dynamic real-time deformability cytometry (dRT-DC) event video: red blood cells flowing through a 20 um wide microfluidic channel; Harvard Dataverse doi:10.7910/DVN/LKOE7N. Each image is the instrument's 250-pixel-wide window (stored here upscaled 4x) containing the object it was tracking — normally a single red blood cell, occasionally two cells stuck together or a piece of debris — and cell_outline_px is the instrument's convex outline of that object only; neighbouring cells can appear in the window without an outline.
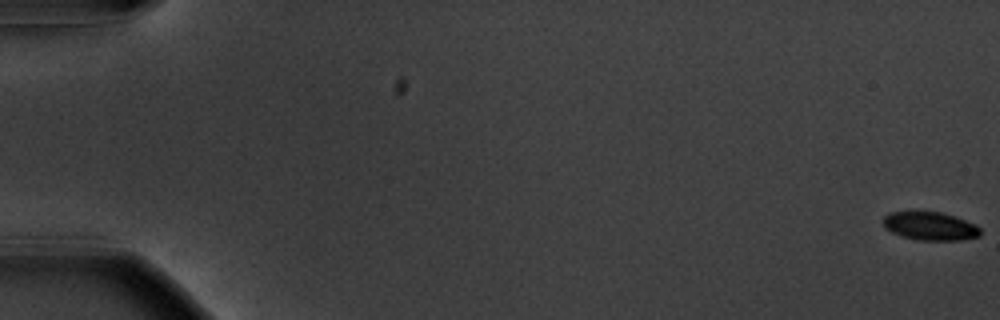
{"species": "common noctule bat (a hibernating species)", "species_latin": "Nyctalus noctula", "temperature_condition": "warm", "stored_images_in_passage": 57, "camera_frame_rate_fps": 3000, "um_per_image_px": 0.085, "animal": {"sex": "male", "body_mass_g": 20.1, "forearm_length_mm": 53.5}, "frame": {"image": 1, "passage_image": 1, "time_ms": 0.0, "image_size_px": [1000, 320], "cell_outline_px": [[980, 236], [960, 240], [916, 240], [900, 236], [884, 228], [884, 216], [892, 212], [940, 212], [956, 216], [976, 224], [980, 228]], "centroid_in_image_um": [79.08, 19.23], "position_along_channel_um": 5.9, "area_um2": 16.07}}
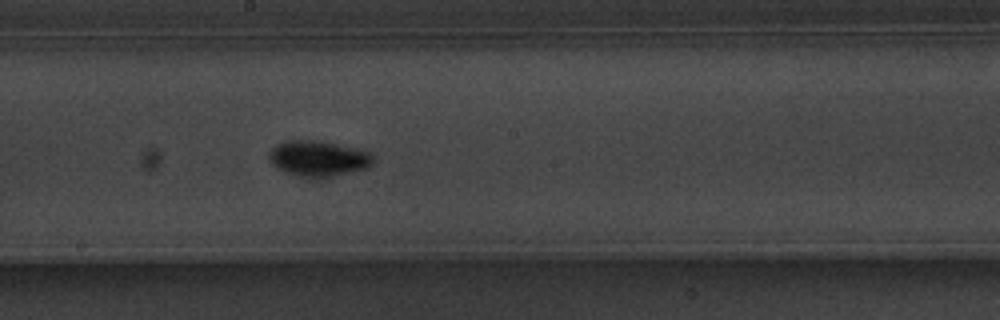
{"frame": {"image": 2, "passage_image": 33, "time_ms": 10.667, "image_size_px": [1000, 320], "cell_outline_px": [[372, 164], [368, 168], [352, 172], [332, 176], [300, 176], [284, 172], [276, 168], [268, 160], [268, 152], [276, 144], [284, 140], [316, 140], [360, 148], [372, 152]], "centroid_in_image_um": [27.04, 13.44], "position_along_channel_um": 221.2, "area_um2": 21.79}}
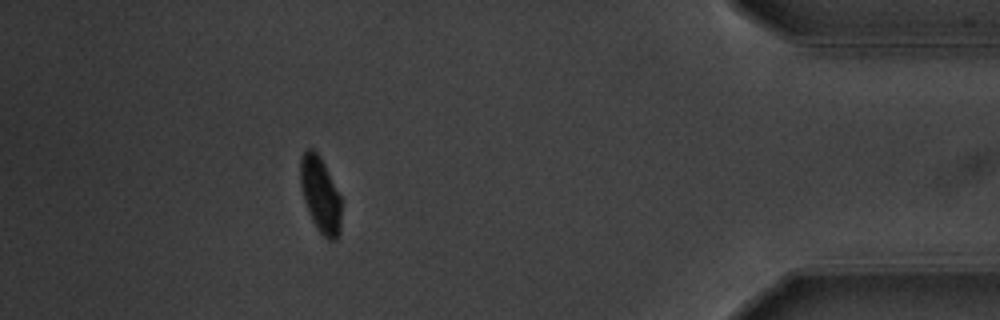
{"frame": {"image": 3, "passage_image": 52, "time_ms": 17.0, "image_size_px": [1000, 320], "cell_outline_px": [[340, 232], [336, 240], [328, 240], [316, 228], [308, 212], [304, 200], [300, 184], [300, 160], [304, 152], [308, 148], [312, 148], [320, 156], [340, 196]], "centroid_in_image_um": [27.21, 16.56], "position_along_channel_um": 408.0, "area_um2": 17.86}, "authors_computed_cell_mechanics": {"area_um2": 18.2648, "velocity_mm_per_s": 3.6524, "shape_relaxation_time_tau1_ms": 2.4333, "shape_relaxation_time_tau2_ms": null, "deformation_change_tau1": 0.11, "deformation_change_tau2": null}}